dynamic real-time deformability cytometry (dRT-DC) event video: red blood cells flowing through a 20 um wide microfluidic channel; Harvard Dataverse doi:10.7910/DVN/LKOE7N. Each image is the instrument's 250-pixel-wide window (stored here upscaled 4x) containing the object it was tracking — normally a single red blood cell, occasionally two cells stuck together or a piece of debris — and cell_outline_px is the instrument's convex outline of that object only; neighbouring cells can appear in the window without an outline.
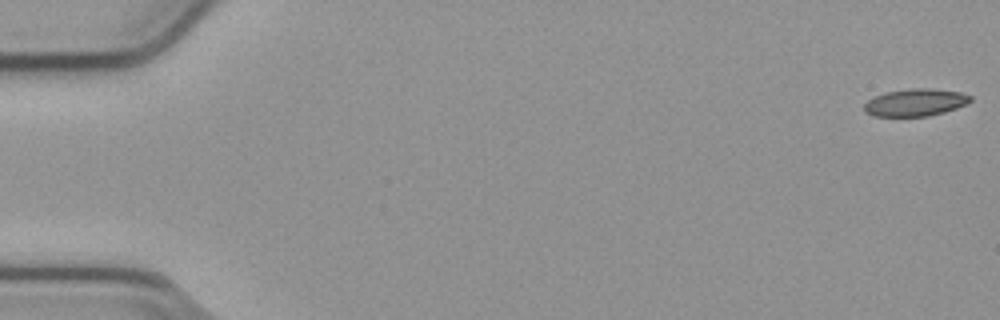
{"species": "common noctule bat (a hibernating species)", "species_latin": "Nyctalus noctula", "temperature_condition": "cold", "stored_images_in_passage": 55, "camera_frame_rate_fps": 3000, "um_per_image_px": 0.085, "animal": {"sex": "male", "body_mass_g": 23.1, "forearm_length_mm": 52.7}, "frame": {"image": 1, "passage_image": 1, "time_ms": 0.0, "image_size_px": [1000, 320], "cell_outline_px": [[972, 100], [956, 108], [944, 112], [928, 116], [872, 116], [864, 112], [864, 104], [868, 100], [884, 92], [912, 88], [932, 88], [960, 92], [972, 96]], "centroid_in_image_um": [77.79, 8.7], "position_along_channel_um": 7.2, "area_um2": 16.94}}
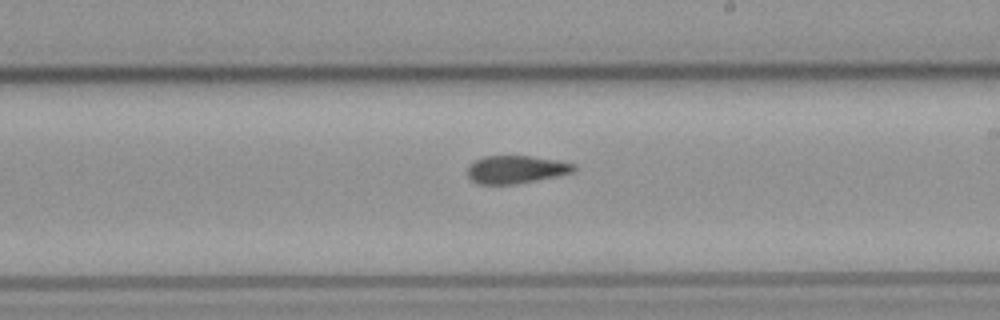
{"frame": {"image": 2, "passage_image": 32, "time_ms": 10.333, "image_size_px": [1000, 320], "cell_outline_px": [[576, 168], [572, 172], [556, 176], [512, 184], [480, 184], [472, 180], [468, 176], [468, 164], [484, 156], [528, 156], [556, 160], [576, 164]], "centroid_in_image_um": [43.84, 14.39], "position_along_channel_um": 245.2, "area_um2": 16.99}}
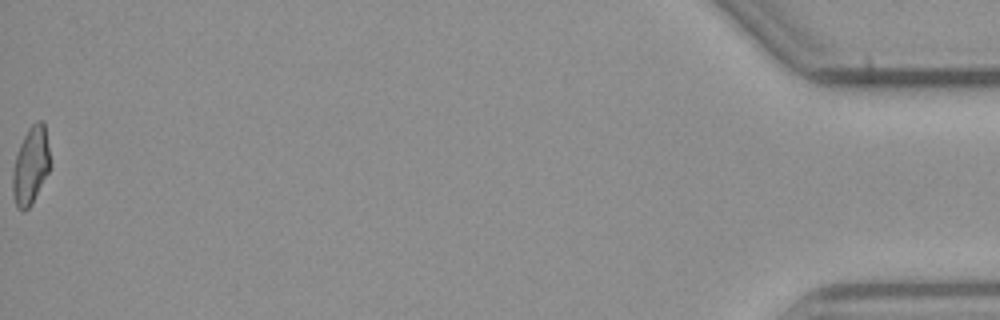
{"frame": {"image": 3, "passage_image": 55, "time_ms": 18.0, "image_size_px": [1000, 320], "cell_outline_px": [[48, 172], [32, 204], [24, 212], [20, 212], [16, 208], [12, 196], [12, 172], [16, 156], [20, 144], [28, 128], [36, 120], [44, 120], [48, 148]], "centroid_in_image_um": [2.57, 14.12], "position_along_channel_um": 432.6, "area_um2": 16.88}, "authors_computed_cell_mechanics": {"area_um2": 17.5712, "velocity_mm_per_s": 3.8064, "shape_relaxation_time_tau1_ms": null, "shape_relaxation_time_tau2_ms": 3.6363, "deformation_change_tau1": null, "deformation_change_tau2": 0.095}}